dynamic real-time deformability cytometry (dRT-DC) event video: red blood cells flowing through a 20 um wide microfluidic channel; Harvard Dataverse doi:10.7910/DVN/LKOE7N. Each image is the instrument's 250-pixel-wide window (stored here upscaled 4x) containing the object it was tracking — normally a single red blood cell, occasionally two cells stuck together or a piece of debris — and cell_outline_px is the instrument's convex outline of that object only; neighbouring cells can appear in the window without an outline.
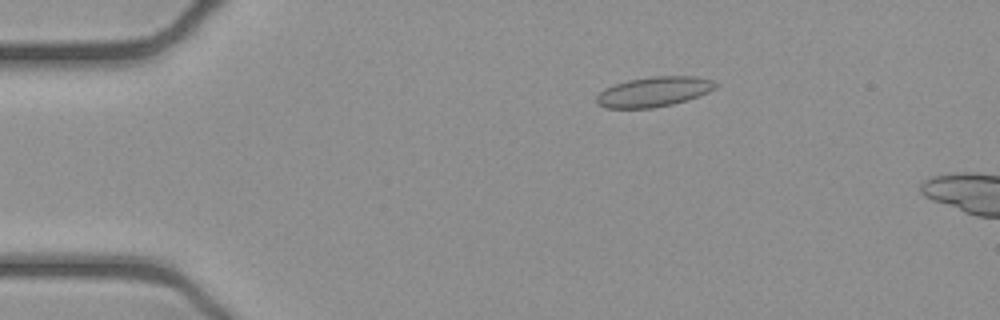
{"species": "common noctule bat (a hibernating species)", "species_latin": "Nyctalus noctula", "temperature_condition": "cold", "stored_images_in_passage": 14, "camera_frame_rate_fps": 3000, "um_per_image_px": 0.085, "animal": {"sex": "female", "body_mass_g": 21.9}, "frame": {"image": 1, "passage_image": 10, "time_ms": 3.0, "image_size_px": [1000, 320], "cell_outline_px": [[720, 84], [716, 88], [708, 92], [672, 104], [652, 108], [604, 108], [596, 104], [596, 96], [604, 88], [628, 80], [652, 76], [696, 76], [712, 80]], "centroid_in_image_um": [55.56, 7.79], "position_along_channel_um": 29.4, "area_um2": 20.75}}